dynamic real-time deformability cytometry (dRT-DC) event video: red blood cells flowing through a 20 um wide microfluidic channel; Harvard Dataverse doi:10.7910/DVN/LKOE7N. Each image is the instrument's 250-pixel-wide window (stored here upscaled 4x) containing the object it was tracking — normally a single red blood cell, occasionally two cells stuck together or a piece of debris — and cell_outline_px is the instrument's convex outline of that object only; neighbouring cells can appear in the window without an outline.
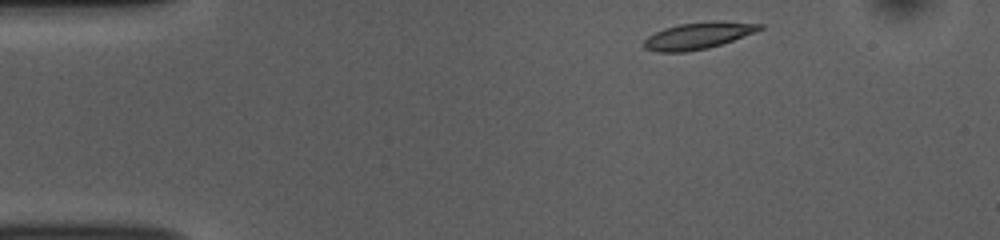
{"species": "common noctule bat (a hibernating species)", "species_latin": "Nyctalus noctula", "temperature_condition": "room temperature", "stored_images_in_passage": 46, "camera_frame_rate_fps": 3000, "um_per_image_px": 0.085, "animal": {"sex": "female", "body_mass_g": 10.0, "forearm_length_mm": 53.1}, "frame": {"image": 1, "passage_image": 1, "time_ms": 0.0, "image_size_px": [1000, 240], "cell_outline_px": [[764, 28], [756, 32], [708, 48], [684, 52], [656, 52], [644, 48], [644, 40], [648, 36], [664, 28], [680, 24], [712, 20], [720, 20], [764, 24]], "centroid_in_image_um": [59.37, 3.01], "position_along_channel_um": 25.6, "area_um2": 18.09}}
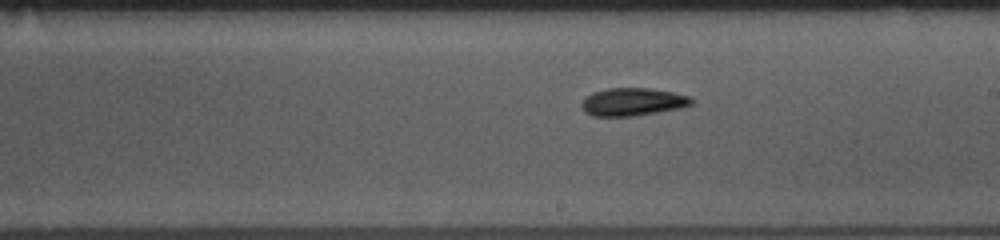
{"frame": {"image": 2, "passage_image": 23, "time_ms": 7.333, "image_size_px": [1000, 240], "cell_outline_px": [[692, 104], [680, 108], [632, 116], [592, 116], [584, 112], [580, 104], [584, 96], [592, 92], [608, 88], [648, 88], [672, 92], [688, 96], [692, 100]], "centroid_in_image_um": [53.7, 8.65], "position_along_channel_um": 235.3, "area_um2": 17.8}}
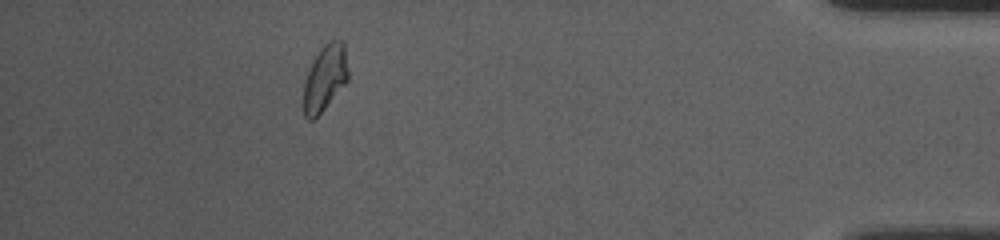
{"frame": {"image": 3, "passage_image": 41, "time_ms": 13.333, "image_size_px": [1000, 240], "cell_outline_px": [[348, 80], [324, 108], [312, 120], [308, 120], [304, 116], [304, 84], [308, 72], [320, 48], [324, 44], [332, 40], [340, 40], [344, 44], [348, 72]], "centroid_in_image_um": [27.63, 6.62], "position_along_channel_um": 407.6, "area_um2": 16.65}, "authors_computed_cell_mechanics": {"area_um2": 17.4267, "velocity_mm_per_s": 3.7357, "shape_relaxation_time_tau1_ms": 5.3203, "shape_relaxation_time_tau2_ms": 4.8749, "deformation_change_tau1": 0.1453, "deformation_change_tau2": 0.1067}}